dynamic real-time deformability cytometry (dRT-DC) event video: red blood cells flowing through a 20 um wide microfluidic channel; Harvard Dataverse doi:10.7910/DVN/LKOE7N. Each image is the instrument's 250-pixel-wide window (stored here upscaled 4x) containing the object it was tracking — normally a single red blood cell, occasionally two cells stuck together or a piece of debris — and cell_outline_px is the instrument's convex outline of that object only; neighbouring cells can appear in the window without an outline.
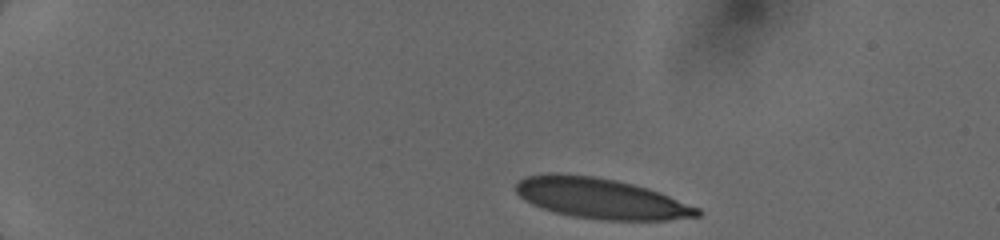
{"species": "human", "species_latin": "Homo sapiens", "temperature_condition": "cold", "stored_images_in_passage": 7, "camera_frame_rate_fps": 3000, "um_per_image_px": 0.085, "donor": {"sex": "female"}, "frame": {"image": 1, "passage_image": 1, "time_ms": 0.0, "image_size_px": [1000, 240], "cell_outline_px": [[704, 212], [700, 216], [668, 220], [604, 220], [572, 216], [556, 212], [532, 204], [524, 200], [516, 192], [516, 184], [524, 176], [548, 172], [556, 172], [596, 176], [616, 180], [648, 188], [660, 192], [700, 208]], "centroid_in_image_um": [51.09, 16.85], "position_along_channel_um": 33.9, "area_um2": 43.12}}
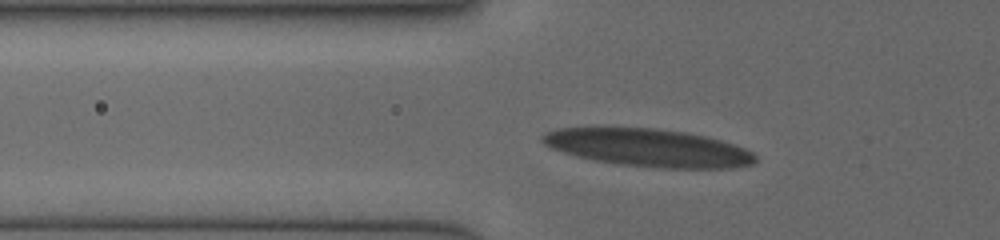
{"frame": {"image": 2, "passage_image": 6, "time_ms": 3.0, "image_size_px": [1000, 240], "cell_outline_px": [[756, 160], [752, 164], [732, 168], [664, 168], [624, 164], [596, 160], [576, 156], [552, 148], [544, 144], [540, 140], [540, 136], [544, 132], [556, 128], [656, 128], [688, 132], [720, 140], [744, 148], [752, 152], [756, 156]], "centroid_in_image_um": [55.1, 12.55], "position_along_channel_um": 70.7, "area_um2": 46.47}}